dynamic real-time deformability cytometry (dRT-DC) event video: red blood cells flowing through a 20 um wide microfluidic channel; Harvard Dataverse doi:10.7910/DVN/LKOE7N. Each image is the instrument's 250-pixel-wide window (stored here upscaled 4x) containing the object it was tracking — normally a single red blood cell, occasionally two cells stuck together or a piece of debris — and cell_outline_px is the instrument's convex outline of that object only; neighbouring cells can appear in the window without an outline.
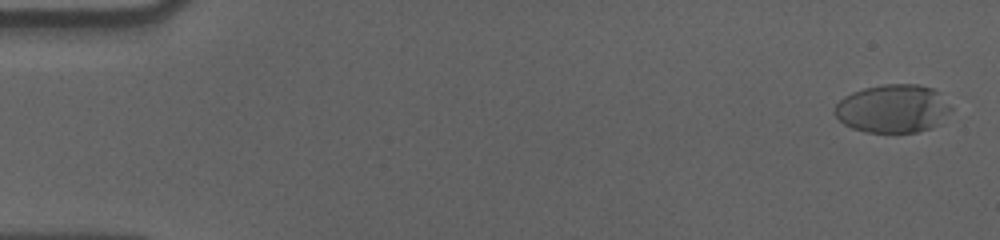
{"species": "human", "species_latin": "Homo sapiens", "temperature_condition": "cold", "stored_images_in_passage": 58, "camera_frame_rate_fps": 3000, "um_per_image_px": 0.085, "donor": {"sex": "male"}, "frame": {"image": 1, "passage_image": 2, "time_ms": 0.333, "image_size_px": [1000, 240], "cell_outline_px": [[952, 108], [940, 124], [932, 128], [916, 132], [864, 132], [852, 128], [844, 124], [832, 112], [836, 104], [844, 96], [852, 92], [864, 88], [884, 84], [920, 84], [932, 88], [940, 92]], "centroid_in_image_um": [75.89, 9.23], "position_along_channel_um": 9.1, "area_um2": 33.0}}
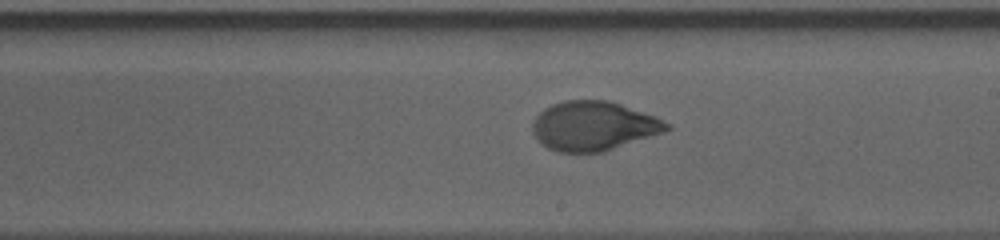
{"frame": {"image": 2, "passage_image": 34, "time_ms": 11.0, "image_size_px": [1000, 240], "cell_outline_px": [[672, 128], [664, 132], [604, 152], [556, 152], [548, 148], [532, 132], [532, 124], [536, 116], [544, 108], [552, 104], [564, 100], [608, 100], [656, 116], [672, 124]], "centroid_in_image_um": [50.48, 10.7], "position_along_channel_um": 238.5, "area_um2": 38.61}}
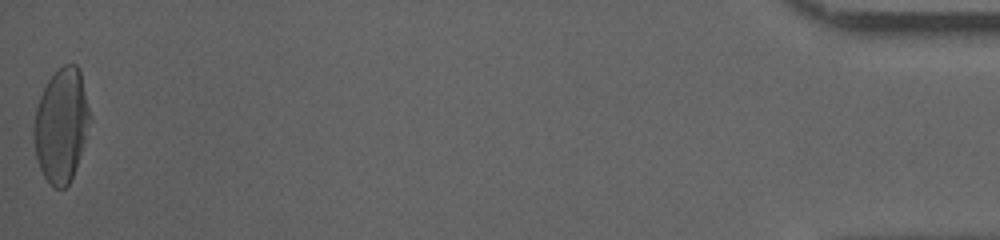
{"frame": {"image": 3, "passage_image": 58, "time_ms": 19.0, "image_size_px": [1000, 240], "cell_outline_px": [[92, 120], [76, 168], [68, 184], [64, 188], [52, 188], [44, 176], [40, 168], [36, 156], [32, 132], [36, 108], [40, 96], [48, 80], [64, 64], [76, 64], [80, 68], [92, 116]], "centroid_in_image_um": [5.23, 10.64], "position_along_channel_um": 430.0, "area_um2": 37.57}, "authors_computed_cell_mechanics": {"area_um2": 37.6278, "velocity_mm_per_s": 3.5643, "shape_relaxation_time_tau1_ms": 5.9475, "shape_relaxation_time_tau2_ms": 0.8448, "deformation_change_tau1": 0.2142, "deformation_change_tau2": 0.0457}}